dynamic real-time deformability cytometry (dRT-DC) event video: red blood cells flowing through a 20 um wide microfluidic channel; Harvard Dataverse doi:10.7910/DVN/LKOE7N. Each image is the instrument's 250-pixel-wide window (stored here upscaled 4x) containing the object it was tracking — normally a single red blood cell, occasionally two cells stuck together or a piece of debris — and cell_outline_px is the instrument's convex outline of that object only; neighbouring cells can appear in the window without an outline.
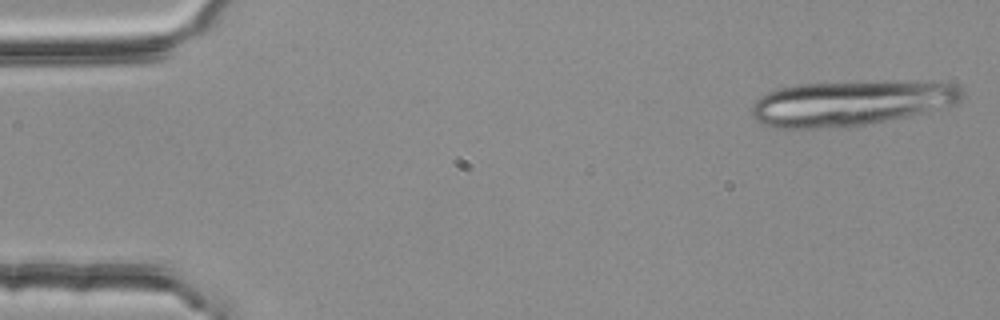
{"species": "common noctule bat (a hibernating species)", "species_latin": "Nyctalus noctula", "temperature_condition": "room temperature", "stored_images_in_passage": 17, "camera_frame_rate_fps": 3000, "um_per_image_px": 0.085, "animal": {"sex": "female", "body_mass_g": 25.1}, "frame": {"image": 1, "passage_image": 1, "time_ms": 0.0, "image_size_px": [1000, 320], "cell_outline_px": [[960, 100], [956, 104], [928, 112], [912, 116], [840, 128], [776, 128], [764, 124], [756, 120], [752, 116], [752, 104], [760, 96], [768, 92], [780, 88], [796, 84], [872, 80], [900, 80], [956, 84], [960, 88]], "centroid_in_image_um": [72.32, 8.74], "position_along_channel_um": 12.7, "area_um2": 56.18}}